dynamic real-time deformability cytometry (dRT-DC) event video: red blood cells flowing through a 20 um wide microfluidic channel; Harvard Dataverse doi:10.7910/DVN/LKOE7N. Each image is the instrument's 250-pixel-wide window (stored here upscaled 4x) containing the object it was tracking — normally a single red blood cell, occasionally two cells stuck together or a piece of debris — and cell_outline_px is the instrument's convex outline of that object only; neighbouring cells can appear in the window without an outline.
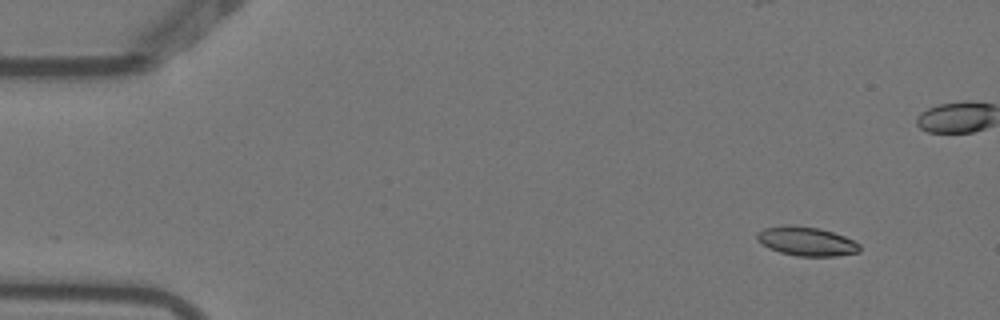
{"species": "Egyptian fruit bat (a non-hibernating species)", "species_latin": "Rousettus aegyptiacus", "temperature_condition": "warm", "stored_images_in_passage": 5, "camera_frame_rate_fps": 3000, "um_per_image_px": 0.085, "animal": {"sex": "female"}, "frame": {"image": 1, "passage_image": 1, "time_ms": 0.0, "image_size_px": [1000, 320], "cell_outline_px": [[860, 252], [836, 256], [796, 256], [780, 252], [768, 248], [756, 240], [756, 232], [764, 228], [788, 224], [792, 224], [820, 228], [844, 236], [860, 244]], "centroid_in_image_um": [68.52, 20.5], "position_along_channel_um": 16.5, "area_um2": 17.57}}